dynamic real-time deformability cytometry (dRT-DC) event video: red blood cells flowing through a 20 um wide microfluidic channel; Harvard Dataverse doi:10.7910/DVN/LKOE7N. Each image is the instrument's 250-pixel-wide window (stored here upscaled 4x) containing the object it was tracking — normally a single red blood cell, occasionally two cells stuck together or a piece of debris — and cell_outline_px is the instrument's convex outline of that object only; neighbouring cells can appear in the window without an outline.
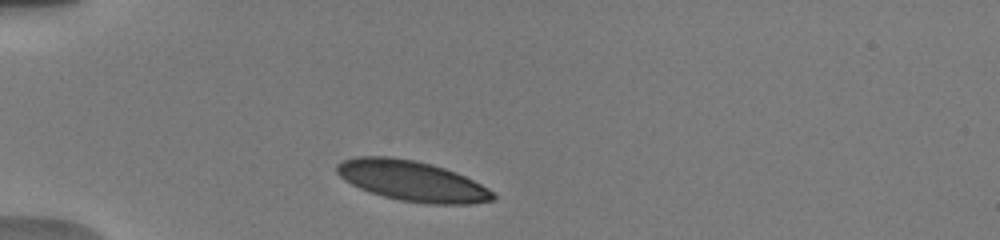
{"species": "human", "species_latin": "Homo sapiens", "temperature_condition": "warm", "stored_images_in_passage": 13, "camera_frame_rate_fps": 3000, "um_per_image_px": 0.085, "donor": {"sex": "male"}, "frame": {"image": 1, "passage_image": 3, "time_ms": 0.667, "image_size_px": [1000, 240], "cell_outline_px": [[496, 200], [468, 204], [428, 204], [400, 200], [384, 196], [360, 188], [344, 180], [336, 172], [336, 164], [344, 160], [356, 156], [388, 156], [412, 160], [432, 164], [456, 172], [488, 188], [496, 196]], "centroid_in_image_um": [35.02, 15.38], "position_along_channel_um": 50.0, "area_um2": 36.53}}
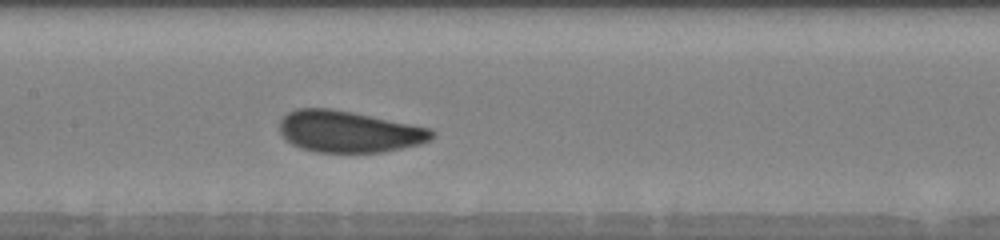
{"frame": {"image": 2, "passage_image": 13, "time_ms": 4.667, "image_size_px": [1000, 240], "cell_outline_px": [[436, 136], [432, 140], [420, 144], [384, 152], [316, 152], [300, 148], [292, 144], [280, 132], [280, 120], [288, 112], [296, 108], [332, 108], [432, 128], [436, 132]], "centroid_in_image_um": [29.7, 11.18], "position_along_channel_um": 177.7, "area_um2": 37.05}}